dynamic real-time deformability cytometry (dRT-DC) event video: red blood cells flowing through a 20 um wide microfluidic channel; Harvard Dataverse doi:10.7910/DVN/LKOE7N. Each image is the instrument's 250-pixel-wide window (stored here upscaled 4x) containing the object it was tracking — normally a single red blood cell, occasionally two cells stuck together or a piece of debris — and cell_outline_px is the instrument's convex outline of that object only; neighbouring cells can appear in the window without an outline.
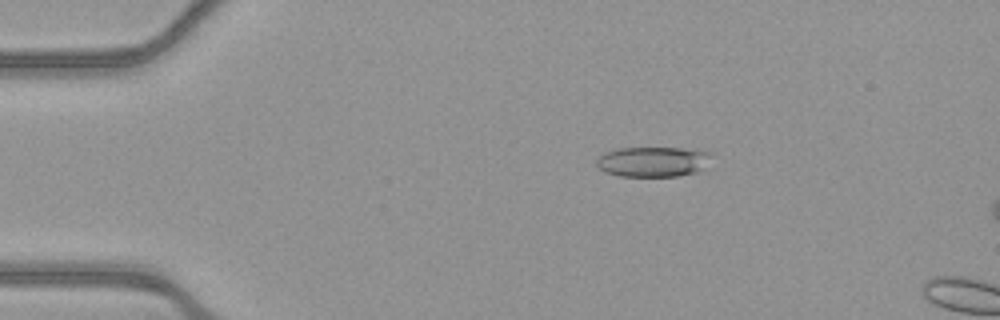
{"species": "common noctule bat (a hibernating species)", "species_latin": "Nyctalus noctula", "temperature_condition": "warm", "stored_images_in_passage": 13, "camera_frame_rate_fps": 3000, "um_per_image_px": 0.085, "animal": {"sex": "female", "body_mass_g": 21.9}, "frame": {"image": 1, "passage_image": 10, "time_ms": 3.0, "image_size_px": [1000, 320], "cell_outline_px": [[712, 156], [696, 172], [676, 176], [620, 176], [604, 172], [596, 164], [596, 160], [604, 152], [620, 148], [680, 148], [712, 152]], "centroid_in_image_um": [55.45, 13.74], "position_along_channel_um": 29.5, "area_um2": 19.94}}